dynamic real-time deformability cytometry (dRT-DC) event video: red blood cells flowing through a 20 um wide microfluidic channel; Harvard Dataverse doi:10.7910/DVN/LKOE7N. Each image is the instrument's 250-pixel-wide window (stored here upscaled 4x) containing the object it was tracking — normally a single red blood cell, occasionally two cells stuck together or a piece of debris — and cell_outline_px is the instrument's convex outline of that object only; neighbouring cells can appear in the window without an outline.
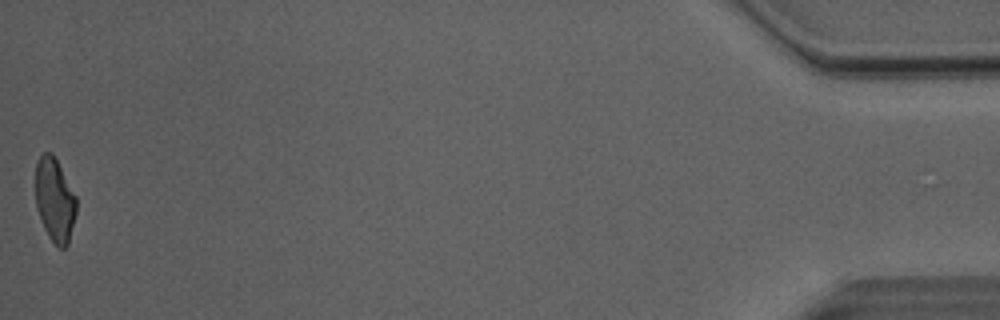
{"species": "Egyptian fruit bat (a non-hibernating species)", "species_latin": "Rousettus aegyptiacus", "temperature_condition": "room temperature", "stored_images_in_passage": 38, "camera_frame_rate_fps": 3000, "um_per_image_px": 0.085, "animal": {"sex": "male"}, "frame": {"image": 1, "passage_image": 38, "time_ms": 12.333, "image_size_px": [1000, 320], "cell_outline_px": [[76, 212], [68, 244], [64, 248], [60, 248], [48, 236], [44, 228], [36, 208], [36, 164], [40, 156], [44, 152], [52, 152], [76, 196]], "centroid_in_image_um": [4.65, 16.99], "position_along_channel_um": 430.6, "area_um2": 19.71}, "authors_computed_cell_mechanics": {"area_um2": 21.3282, "velocity_mm_per_s": 4.1056, "shape_relaxation_time_tau1_ms": null, "shape_relaxation_time_tau2_ms": 2.2883, "deformation_change_tau1": null, "deformation_change_tau2": 0.1002}}